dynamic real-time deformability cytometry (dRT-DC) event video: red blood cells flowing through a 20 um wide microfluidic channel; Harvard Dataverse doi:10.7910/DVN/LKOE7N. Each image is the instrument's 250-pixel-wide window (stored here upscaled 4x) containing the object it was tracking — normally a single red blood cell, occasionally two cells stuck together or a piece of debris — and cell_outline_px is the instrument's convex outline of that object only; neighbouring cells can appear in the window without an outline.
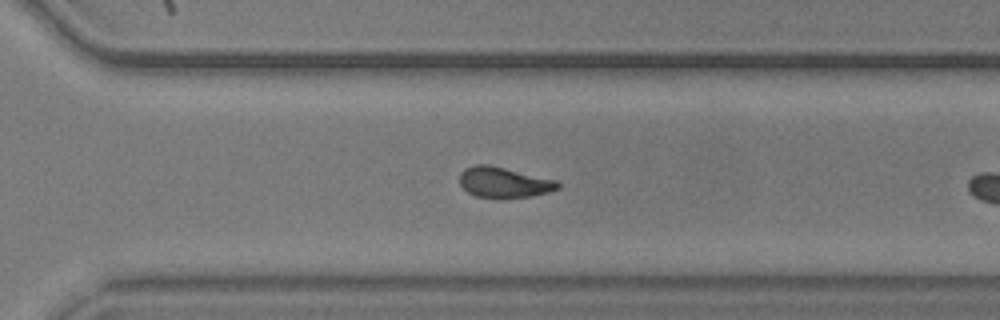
{"species": "common noctule bat (a hibernating species)", "species_latin": "Nyctalus noctula", "temperature_condition": "warm", "stored_images_in_passage": 39, "camera_frame_rate_fps": 3000, "um_per_image_px": 0.085, "animal": {"sex": "male", "body_mass_g": 20.5, "forearm_length_mm": 52.5}, "frame": {"image": 1, "passage_image": 34, "time_ms": 11.0, "image_size_px": [1000, 320], "cell_outline_px": [[560, 188], [548, 192], [532, 196], [476, 196], [468, 192], [460, 184], [460, 172], [464, 168], [476, 164], [488, 164], [556, 180], [560, 184]], "centroid_in_image_um": [42.82, 15.47], "position_along_channel_um": 327.8, "area_um2": 16.99}}